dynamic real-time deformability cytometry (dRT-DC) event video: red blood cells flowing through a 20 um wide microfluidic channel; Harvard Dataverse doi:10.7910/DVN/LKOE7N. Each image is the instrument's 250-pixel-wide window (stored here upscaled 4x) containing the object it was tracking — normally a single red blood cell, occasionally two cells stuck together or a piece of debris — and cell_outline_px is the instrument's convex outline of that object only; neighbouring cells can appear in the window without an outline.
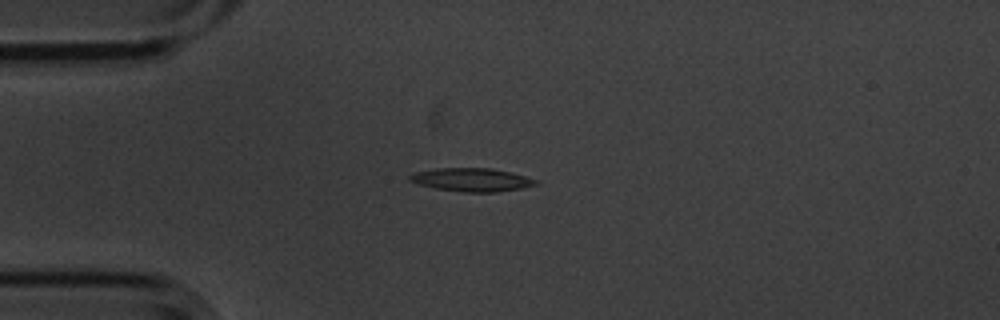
{"species": "common noctule bat (a hibernating species)", "species_latin": "Nyctalus noctula", "temperature_condition": "cold", "stored_images_in_passage": 3, "camera_frame_rate_fps": 3000, "um_per_image_px": 0.085, "animal": {"sex": "male", "body_mass_g": 20.1, "forearm_length_mm": 53.5}, "frame": {"image": 1, "passage_image": 2, "time_ms": 0.333, "image_size_px": [1000, 320], "cell_outline_px": [[540, 184], [520, 188], [496, 192], [464, 192], [436, 188], [416, 184], [408, 180], [408, 176], [412, 172], [436, 168], [492, 168], [540, 180]], "centroid_in_image_um": [40.06, 15.27], "position_along_channel_um": 44.9, "area_um2": 17.22}}